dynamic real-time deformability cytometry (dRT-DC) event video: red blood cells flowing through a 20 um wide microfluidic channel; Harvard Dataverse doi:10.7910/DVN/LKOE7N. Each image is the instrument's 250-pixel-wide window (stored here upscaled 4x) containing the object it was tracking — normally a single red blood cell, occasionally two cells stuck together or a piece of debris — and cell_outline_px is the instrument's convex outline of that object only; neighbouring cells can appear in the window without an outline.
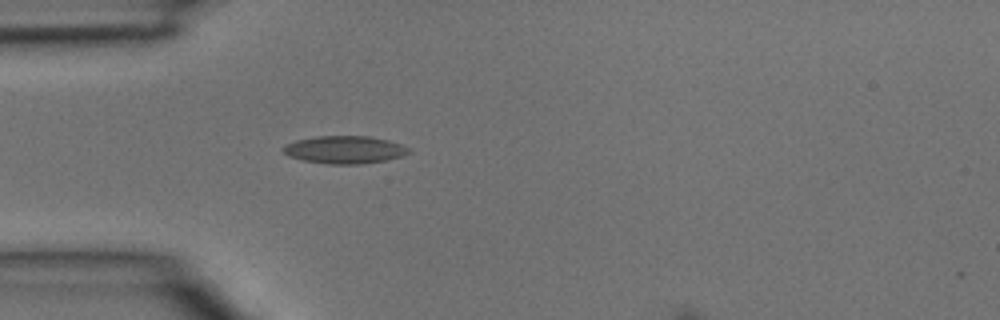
{"species": "common noctule bat (a hibernating species)", "species_latin": "Nyctalus noctula", "temperature_condition": "room temperature", "stored_images_in_passage": 4, "camera_frame_rate_fps": 3000, "um_per_image_px": 0.085, "animal": {"sex": "male", "body_mass_g": 15.6}, "frame": {"image": 1, "passage_image": 4, "time_ms": 1.0, "image_size_px": [1000, 320], "cell_outline_px": [[412, 152], [404, 156], [384, 160], [360, 164], [328, 164], [304, 160], [288, 156], [280, 148], [296, 140], [316, 136], [368, 136], [388, 140], [412, 148]], "centroid_in_image_um": [29.33, 12.72], "position_along_channel_um": 55.7, "area_um2": 20.29}}